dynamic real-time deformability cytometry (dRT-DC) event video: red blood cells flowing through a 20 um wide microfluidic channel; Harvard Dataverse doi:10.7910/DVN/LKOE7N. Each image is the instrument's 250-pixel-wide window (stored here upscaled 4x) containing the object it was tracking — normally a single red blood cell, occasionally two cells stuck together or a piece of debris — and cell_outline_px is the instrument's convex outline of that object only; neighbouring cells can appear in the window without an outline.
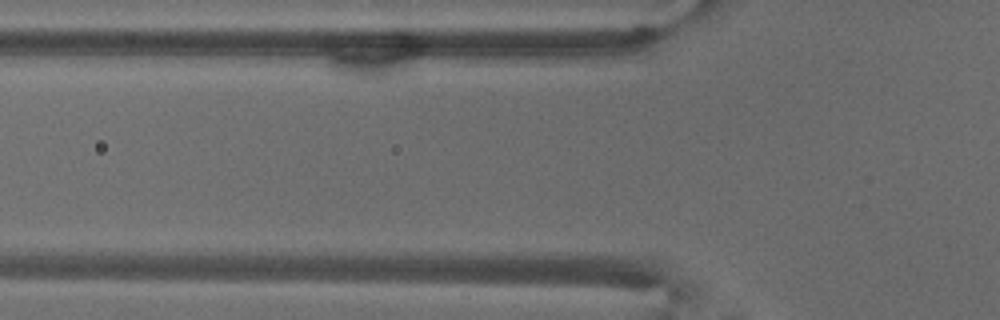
{"species": "common noctule bat (a hibernating species)", "species_latin": "Nyctalus noctula", "temperature_condition": "warm", "stored_images_in_passage": 5, "camera_frame_rate_fps": 3000, "um_per_image_px": 0.085, "animal": {"sex": "male", "body_mass_g": 18.8}, "frame": {"image": 1, "passage_image": 5, "time_ms": 1.333, "image_size_px": [1000, 320], "cell_outline_px": [[604, 48], [572, 56], [496, 64], [428, 56], [424, 48], [428, 44], [604, 44]], "centroid_in_image_um": [43.14, 4.4], "position_along_channel_um": 82.7, "area_um2": 18.67}}